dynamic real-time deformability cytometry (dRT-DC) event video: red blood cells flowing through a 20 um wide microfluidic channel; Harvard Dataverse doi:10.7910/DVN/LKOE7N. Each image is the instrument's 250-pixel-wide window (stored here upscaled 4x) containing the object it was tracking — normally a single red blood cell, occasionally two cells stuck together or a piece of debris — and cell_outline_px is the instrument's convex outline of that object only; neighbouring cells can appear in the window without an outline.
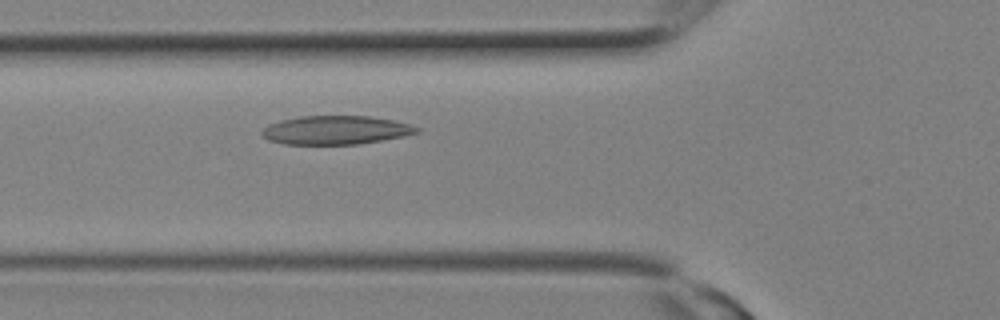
{"species": "Egyptian fruit bat (a non-hibernating species)", "species_latin": "Rousettus aegyptiacus", "temperature_condition": "room temperature", "stored_images_in_passage": 7, "camera_frame_rate_fps": 3000, "um_per_image_px": 0.085, "animal": {"sex": "female"}, "frame": {"image": 1, "passage_image": 7, "time_ms": 2.0, "image_size_px": [1000, 320], "cell_outline_px": [[420, 132], [404, 136], [360, 144], [284, 144], [268, 140], [260, 132], [268, 124], [280, 120], [300, 116], [368, 116], [392, 120], [412, 124], [420, 128]], "centroid_in_image_um": [28.55, 11.06], "position_along_channel_um": 97.2, "area_um2": 25.95}}